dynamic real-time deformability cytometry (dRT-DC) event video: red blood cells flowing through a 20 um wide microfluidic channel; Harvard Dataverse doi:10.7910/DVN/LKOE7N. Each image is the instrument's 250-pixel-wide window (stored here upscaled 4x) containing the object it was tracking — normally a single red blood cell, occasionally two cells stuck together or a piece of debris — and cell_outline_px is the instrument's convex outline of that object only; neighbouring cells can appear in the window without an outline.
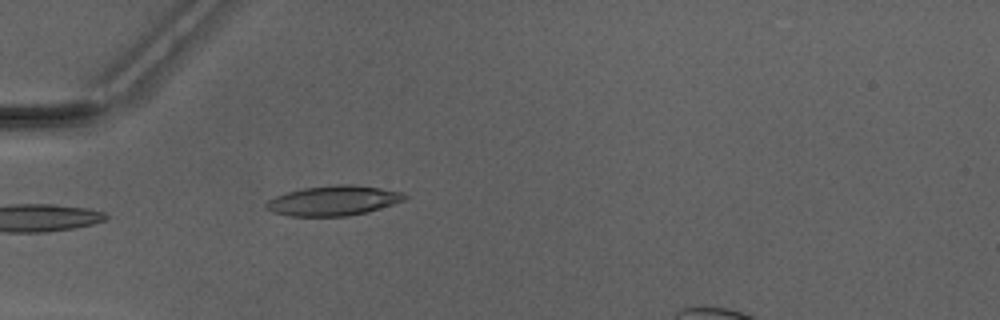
{"species": "Egyptian fruit bat (a non-hibernating species)", "species_latin": "Rousettus aegyptiacus", "temperature_condition": "warm", "stored_images_in_passage": 5, "camera_frame_rate_fps": 3000, "um_per_image_px": 0.085, "animal": {"sex": "male"}, "frame": {"image": 1, "passage_image": 1, "time_ms": 0.0, "image_size_px": [1000, 320], "cell_outline_px": [[408, 196], [404, 200], [368, 212], [348, 216], [292, 216], [272, 212], [264, 208], [264, 204], [268, 200], [276, 196], [288, 192], [304, 188], [340, 184], [352, 184], [380, 188], [404, 192]], "centroid_in_image_um": [28.34, 17.06], "position_along_channel_um": 56.7, "area_um2": 24.1}}